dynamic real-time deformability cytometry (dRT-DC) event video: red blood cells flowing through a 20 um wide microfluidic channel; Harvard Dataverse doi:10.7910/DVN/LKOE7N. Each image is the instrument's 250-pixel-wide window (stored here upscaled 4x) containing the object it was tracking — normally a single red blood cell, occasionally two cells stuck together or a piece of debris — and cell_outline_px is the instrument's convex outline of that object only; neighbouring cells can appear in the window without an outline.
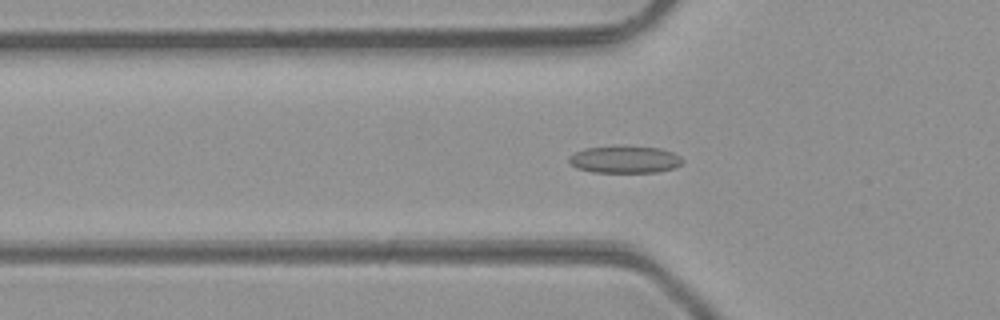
{"species": "common noctule bat (a hibernating species)", "species_latin": "Nyctalus noctula", "temperature_condition": "room temperature", "stored_images_in_passage": 46, "camera_frame_rate_fps": 3000, "um_per_image_px": 0.085, "animal": {"sex": "male", "body_mass_g": 23.1, "forearm_length_mm": 52.7}, "frame": {"image": 1, "passage_image": 14, "time_ms": 4.333, "image_size_px": [1000, 320], "cell_outline_px": [[684, 160], [676, 168], [656, 172], [592, 172], [576, 168], [568, 160], [568, 156], [584, 148], [616, 144], [624, 144], [660, 148], [672, 152], [680, 156]], "centroid_in_image_um": [53.1, 13.52], "position_along_channel_um": 72.7, "area_um2": 18.61}}
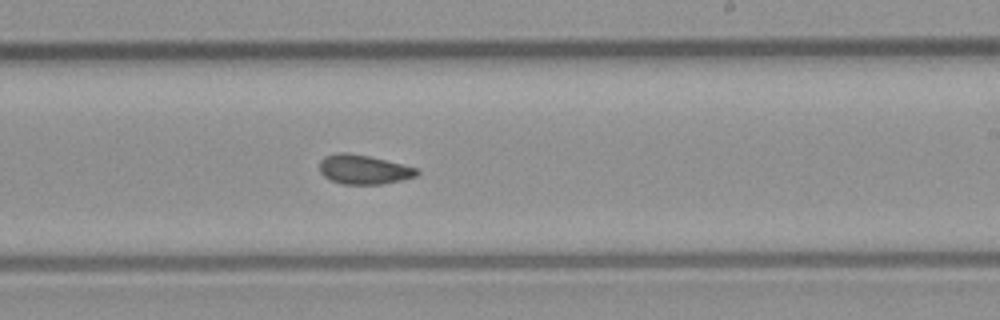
{"frame": {"image": 2, "passage_image": 27, "time_ms": 8.667, "image_size_px": [1000, 320], "cell_outline_px": [[420, 172], [416, 176], [384, 184], [344, 184], [332, 180], [324, 176], [320, 172], [320, 160], [324, 156], [336, 152], [348, 152], [368, 156], [416, 168]], "centroid_in_image_um": [30.87, 14.4], "position_along_channel_um": 258.1, "area_um2": 16.47}}
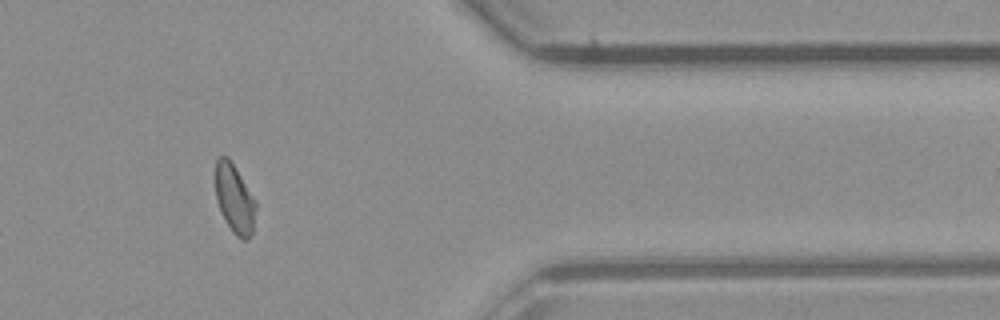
{"frame": {"image": 3, "passage_image": 38, "time_ms": 12.333, "image_size_px": [1000, 320], "cell_outline_px": [[256, 208], [252, 232], [248, 240], [244, 240], [236, 236], [232, 232], [216, 200], [216, 160], [220, 156], [228, 156], [236, 168], [256, 200]], "centroid_in_image_um": [19.95, 16.89], "position_along_channel_um": 391.4, "area_um2": 16.07}, "authors_computed_cell_mechanics": {"area_um2": 16.8198, "velocity_mm_per_s": 4.2491, "shape_relaxation_time_tau1_ms": null, "shape_relaxation_time_tau2_ms": 2.0987, "deformation_change_tau1": null, "deformation_change_tau2": 0.077}}